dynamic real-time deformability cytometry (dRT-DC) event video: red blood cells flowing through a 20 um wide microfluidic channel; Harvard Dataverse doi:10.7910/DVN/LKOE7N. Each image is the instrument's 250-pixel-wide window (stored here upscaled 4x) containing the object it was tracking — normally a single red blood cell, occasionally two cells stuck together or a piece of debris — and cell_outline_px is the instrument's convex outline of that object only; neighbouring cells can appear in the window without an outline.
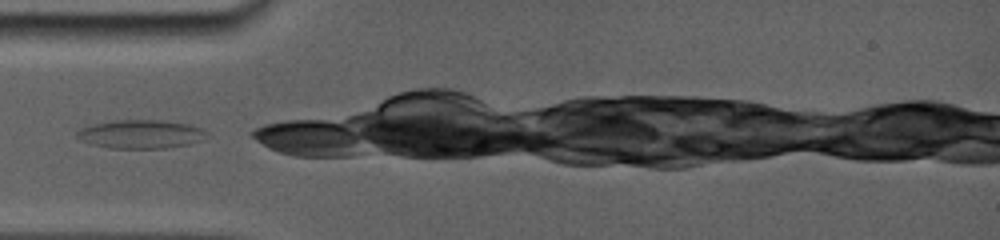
{"species": "common noctule bat (a hibernating species)", "species_latin": "Nyctalus noctula", "temperature_condition": "room temperature", "stored_images_in_passage": 3, "camera_frame_rate_fps": 5000, "um_per_image_px": 0.085, "animal": {"sex": "female", "body_mass_g": 19.0, "forearm_length_mm": 56.7}, "frame": {"image": 1, "passage_image": 1, "time_ms": 0.0, "image_size_px": [1000, 240], "cell_outline_px": [[196, 128], [184, 144], [164, 148], [112, 148], [96, 144], [84, 140], [76, 136], [84, 128], [96, 124], [112, 120], [156, 120], [184, 124]], "centroid_in_image_um": [11.66, 11.39], "position_along_channel_um": 73.3, "area_um2": 19.25}}